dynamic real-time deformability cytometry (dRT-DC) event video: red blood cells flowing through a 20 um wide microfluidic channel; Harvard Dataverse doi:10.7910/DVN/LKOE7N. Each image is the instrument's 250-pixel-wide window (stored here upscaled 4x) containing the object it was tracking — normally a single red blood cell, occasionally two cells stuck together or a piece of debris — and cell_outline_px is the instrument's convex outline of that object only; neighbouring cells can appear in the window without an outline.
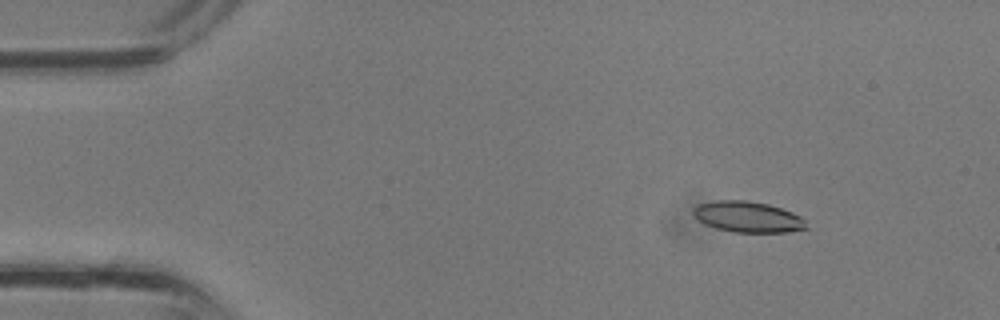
{"species": "common noctule bat (a hibernating species)", "species_latin": "Nyctalus noctula", "temperature_condition": "room temperature", "stored_images_in_passage": 35, "camera_frame_rate_fps": 3000, "um_per_image_px": 0.085, "animal": {"sex": "male", "body_mass_g": 13.3}, "frame": {"image": 1, "passage_image": 5, "time_ms": 1.333, "image_size_px": [1000, 320], "cell_outline_px": [[808, 228], [788, 232], [732, 232], [716, 228], [704, 224], [692, 216], [692, 208], [696, 204], [716, 200], [744, 200], [768, 204], [792, 212], [800, 216], [804, 220]], "centroid_in_image_um": [63.5, 18.43], "position_along_channel_um": 21.5, "area_um2": 20.52}}
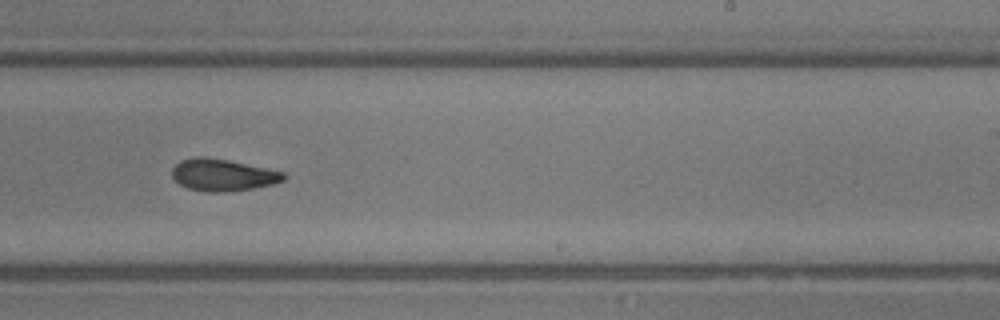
{"frame": {"image": 2, "passage_image": 22, "time_ms": 7.0, "image_size_px": [1000, 320], "cell_outline_px": [[288, 176], [284, 180], [272, 184], [252, 188], [224, 192], [208, 192], [188, 188], [180, 184], [172, 176], [172, 168], [180, 160], [196, 156], [204, 156], [228, 160], [284, 172]], "centroid_in_image_um": [18.92, 14.86], "position_along_channel_um": 270.1, "area_um2": 20.69}}
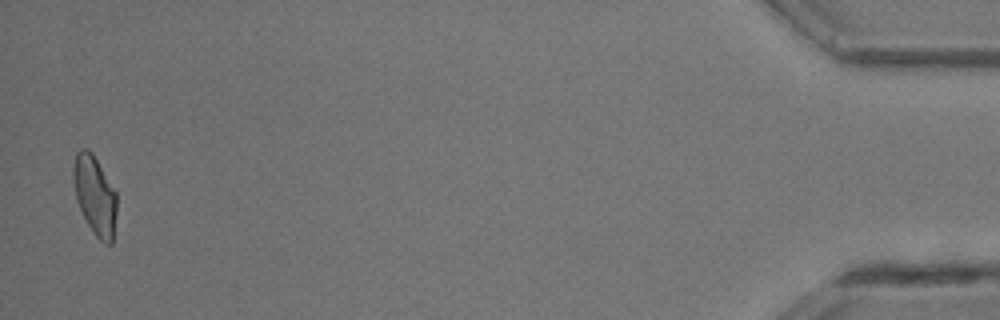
{"frame": {"image": 3, "passage_image": 35, "time_ms": 11.333, "image_size_px": [1000, 320], "cell_outline_px": [[116, 212], [112, 244], [104, 244], [92, 232], [76, 200], [72, 180], [72, 168], [76, 152], [80, 148], [88, 148], [92, 152], [116, 192]], "centroid_in_image_um": [8.04, 16.58], "position_along_channel_um": 427.2, "area_um2": 20.11}}